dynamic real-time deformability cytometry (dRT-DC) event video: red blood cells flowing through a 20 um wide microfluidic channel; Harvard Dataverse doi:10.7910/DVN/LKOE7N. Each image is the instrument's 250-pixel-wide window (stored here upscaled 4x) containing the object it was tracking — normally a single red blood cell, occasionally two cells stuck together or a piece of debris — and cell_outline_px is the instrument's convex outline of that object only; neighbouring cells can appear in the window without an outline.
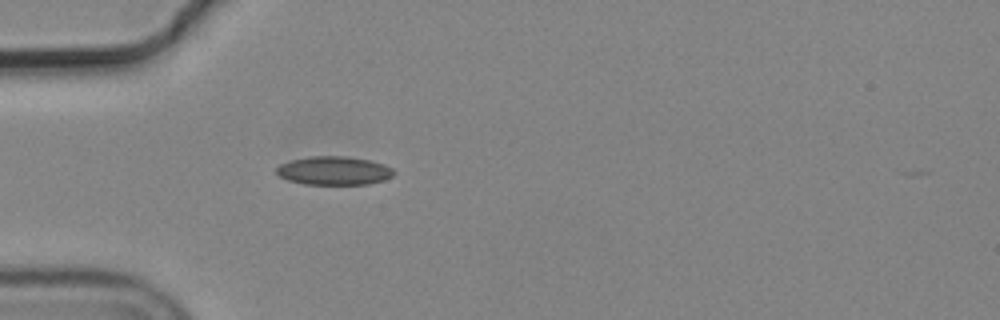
{"species": "common noctule bat (a hibernating species)", "species_latin": "Nyctalus noctula", "temperature_condition": "cold", "stored_images_in_passage": 5, "camera_frame_rate_fps": 3000, "um_per_image_px": 0.085, "animal": {"sex": "male", "body_mass_g": 19.2, "forearm_length_mm": 51.8}, "frame": {"image": 1, "passage_image": 1, "time_ms": 0.0, "image_size_px": [1000, 320], "cell_outline_px": [[396, 172], [392, 176], [384, 180], [368, 184], [304, 184], [288, 180], [280, 176], [276, 172], [276, 168], [280, 164], [292, 160], [308, 156], [348, 156], [368, 160], [384, 164], [392, 168]], "centroid_in_image_um": [28.4, 14.5], "position_along_channel_um": 56.6, "area_um2": 19.54}}